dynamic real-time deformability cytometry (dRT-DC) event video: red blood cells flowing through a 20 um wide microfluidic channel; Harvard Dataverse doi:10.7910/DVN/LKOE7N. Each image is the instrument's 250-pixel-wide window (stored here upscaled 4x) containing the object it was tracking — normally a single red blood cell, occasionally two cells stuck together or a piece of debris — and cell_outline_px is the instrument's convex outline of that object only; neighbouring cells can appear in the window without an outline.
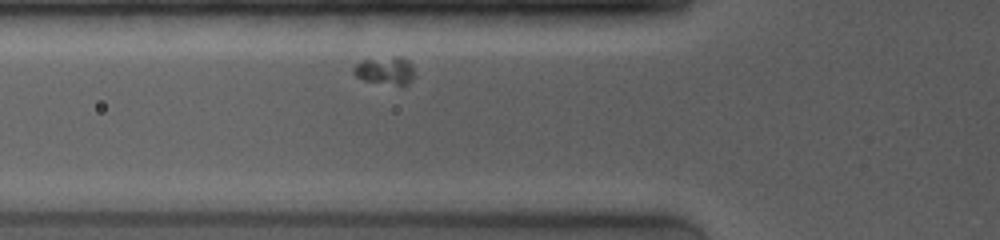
{"species": "common noctule bat (a hibernating species)", "species_latin": "Nyctalus noctula", "temperature_condition": "room temperature", "stored_images_in_passage": 33, "camera_frame_rate_fps": 4000, "um_per_image_px": 0.085, "animal": {"sex": "female", "body_mass_g": 19.0, "forearm_length_mm": 53.3}, "frame": {"image": 1, "passage_image": 5, "time_ms": 1.0, "image_size_px": [1000, 240], "cell_outline_px": [[416, 76], [404, 88], [364, 80], [356, 76], [352, 72], [352, 68], [356, 64], [364, 60], [396, 56], [400, 56], [408, 60]], "centroid_in_image_um": [32.79, 6.04], "position_along_channel_um": 93.0, "area_um2": 10.23}}
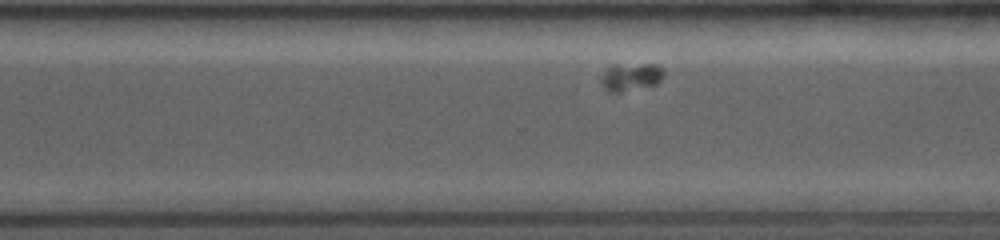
{"frame": {"image": 2, "passage_image": 24, "time_ms": 7.0, "image_size_px": [1000, 240], "cell_outline_px": [[664, 76], [656, 84], [620, 92], [608, 92], [600, 84], [600, 76], [612, 64], [656, 64], [664, 68]], "centroid_in_image_um": [53.6, 6.52], "position_along_channel_um": 317.0, "area_um2": 10.35}}
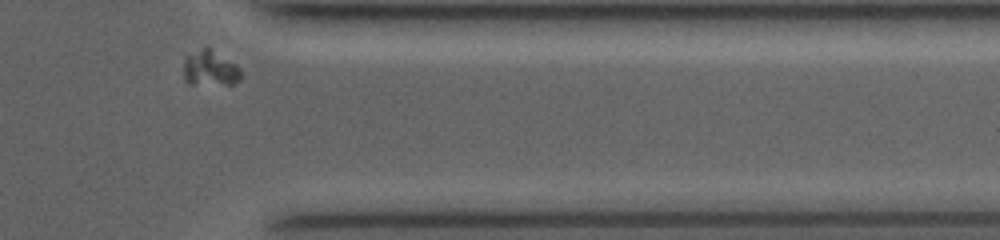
{"frame": {"image": 3, "passage_image": 31, "time_ms": 9.0, "image_size_px": [1000, 240], "cell_outline_px": [[244, 76], [240, 80], [232, 84], [188, 84], [184, 80], [184, 60], [188, 56], [204, 48], [208, 48], [236, 64], [240, 68]], "centroid_in_image_um": [17.89, 5.86], "position_along_channel_um": 393.5, "area_um2": 11.68}}